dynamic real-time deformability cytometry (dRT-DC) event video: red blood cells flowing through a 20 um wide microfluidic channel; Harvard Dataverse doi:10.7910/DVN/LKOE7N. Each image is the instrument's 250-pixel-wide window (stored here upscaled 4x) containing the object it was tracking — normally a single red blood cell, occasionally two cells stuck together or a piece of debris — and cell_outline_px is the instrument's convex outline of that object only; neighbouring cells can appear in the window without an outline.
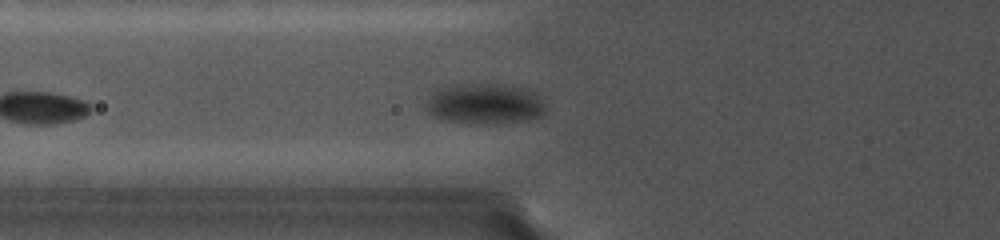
{"species": "common noctule bat (a hibernating species)", "species_latin": "Nyctalus noctula", "temperature_condition": "cold", "stored_images_in_passage": 10, "camera_frame_rate_fps": 5000, "um_per_image_px": 0.085, "animal": {"sex": "female", "body_mass_g": 19.0, "forearm_length_mm": 56.7}, "frame": {"image": 1, "passage_image": 5, "time_ms": 1.4, "image_size_px": [1000, 240], "cell_outline_px": [[544, 116], [524, 120], [476, 124], [468, 124], [440, 120], [428, 116], [424, 108], [440, 92], [472, 88], [520, 88], [532, 96], [544, 108]], "centroid_in_image_um": [41.17, 9.0], "position_along_channel_um": 84.6, "area_um2": 24.97}}
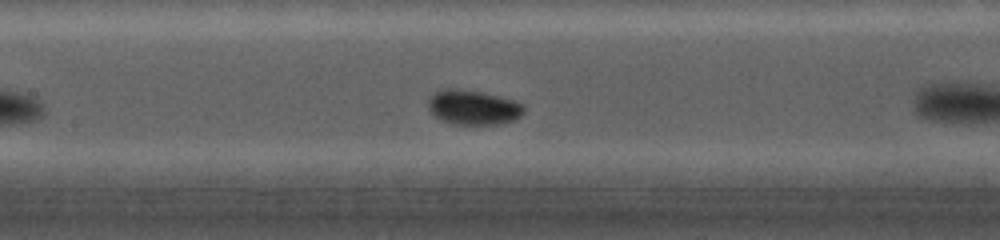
{"frame": {"image": 2, "passage_image": 9, "time_ms": 2.6, "image_size_px": [1000, 240], "cell_outline_px": [[524, 112], [520, 116], [512, 120], [496, 124], [452, 124], [440, 120], [432, 116], [428, 108], [428, 100], [436, 92], [480, 92], [512, 100], [524, 104]], "centroid_in_image_um": [40.24, 9.2], "position_along_channel_um": 167.2, "area_um2": 18.44}}